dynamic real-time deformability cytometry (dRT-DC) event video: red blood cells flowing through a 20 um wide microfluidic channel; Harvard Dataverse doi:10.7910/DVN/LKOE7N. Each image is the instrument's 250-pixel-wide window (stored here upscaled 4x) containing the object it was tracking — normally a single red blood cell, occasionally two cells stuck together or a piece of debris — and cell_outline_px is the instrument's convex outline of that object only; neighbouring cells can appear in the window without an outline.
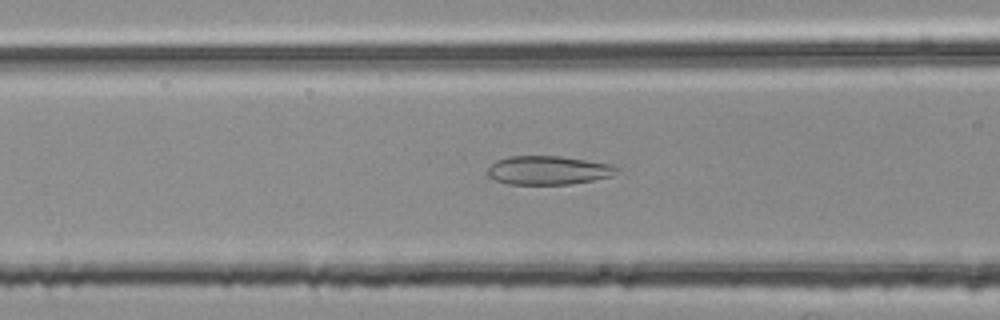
{"species": "common noctule bat (a hibernating species)", "species_latin": "Nyctalus noctula", "temperature_condition": "room temperature", "stored_images_in_passage": 38, "camera_frame_rate_fps": 3000, "um_per_image_px": 0.085, "animal": {"sex": "female", "body_mass_g": 25.1}, "frame": {"image": 1, "passage_image": 5, "time_ms": 1.333, "image_size_px": [1000, 320], "cell_outline_px": [[620, 172], [612, 176], [592, 180], [568, 184], [508, 184], [496, 180], [488, 176], [484, 172], [496, 160], [508, 156], [560, 156], [612, 164], [620, 168]], "centroid_in_image_um": [46.6, 14.47], "position_along_channel_um": 120.0, "area_um2": 21.79}}
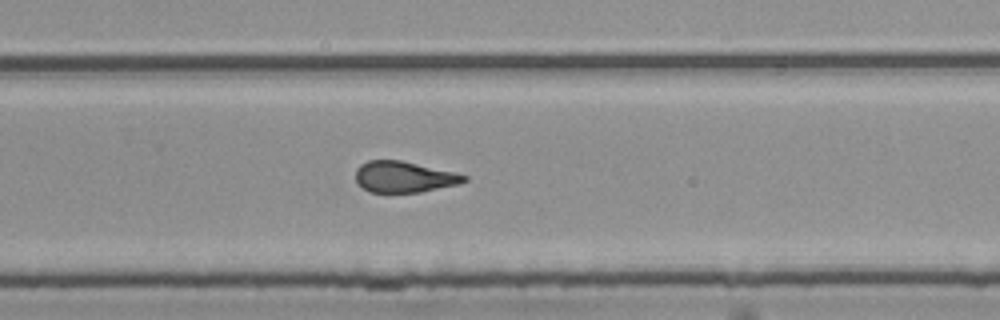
{"frame": {"image": 2, "passage_image": 19, "time_ms": 6.0, "image_size_px": [1000, 320], "cell_outline_px": [[468, 180], [460, 184], [420, 192], [368, 192], [356, 184], [356, 168], [360, 164], [368, 160], [400, 160], [456, 172], [468, 176]], "centroid_in_image_um": [34.34, 15.04], "position_along_channel_um": 295.5, "area_um2": 19.88}}
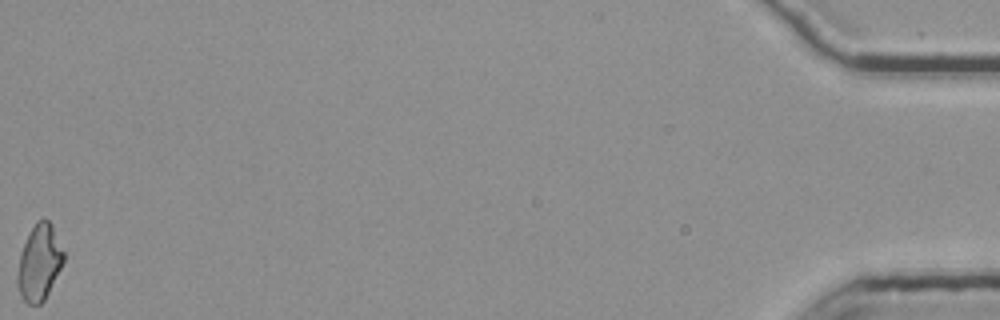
{"frame": {"image": 3, "passage_image": 38, "time_ms": 12.333, "image_size_px": [1000, 320], "cell_outline_px": [[64, 260], [44, 300], [40, 304], [28, 304], [20, 296], [16, 280], [16, 276], [20, 252], [36, 220], [44, 216], [52, 224], [64, 252]], "centroid_in_image_um": [3.32, 22.29], "position_along_channel_um": 431.9, "area_um2": 20.35}, "authors_computed_cell_mechanics": {"area_um2": 20.519, "velocity_mm_per_s": 3.7639, "shape_relaxation_time_tau1_ms": null, "shape_relaxation_time_tau2_ms": 1.7459, "deformation_change_tau1": null, "deformation_change_tau2": 0.1111}}